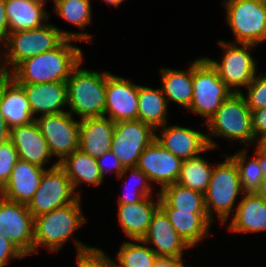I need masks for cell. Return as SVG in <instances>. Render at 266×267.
<instances>
[{"mask_svg": "<svg viewBox=\"0 0 266 267\" xmlns=\"http://www.w3.org/2000/svg\"><path fill=\"white\" fill-rule=\"evenodd\" d=\"M93 36L84 31L72 32L58 28L50 21L38 28L10 32L3 50H0L1 70L8 75L22 61L55 49L65 39L90 44Z\"/></svg>", "mask_w": 266, "mask_h": 267, "instance_id": "cell-1", "label": "cell"}, {"mask_svg": "<svg viewBox=\"0 0 266 267\" xmlns=\"http://www.w3.org/2000/svg\"><path fill=\"white\" fill-rule=\"evenodd\" d=\"M82 203V198L78 197L73 203L34 217L33 254L38 253L41 246L50 253L58 252L71 239L75 243L76 255L86 254L97 248L80 242L73 236L88 221L83 215Z\"/></svg>", "mask_w": 266, "mask_h": 267, "instance_id": "cell-2", "label": "cell"}, {"mask_svg": "<svg viewBox=\"0 0 266 267\" xmlns=\"http://www.w3.org/2000/svg\"><path fill=\"white\" fill-rule=\"evenodd\" d=\"M74 42L78 41L65 39L55 49L22 61L8 75L18 84L66 82L84 59L83 50Z\"/></svg>", "mask_w": 266, "mask_h": 267, "instance_id": "cell-3", "label": "cell"}, {"mask_svg": "<svg viewBox=\"0 0 266 267\" xmlns=\"http://www.w3.org/2000/svg\"><path fill=\"white\" fill-rule=\"evenodd\" d=\"M84 62L81 60L66 80L67 112L79 120L104 116L107 77L111 74L82 68Z\"/></svg>", "mask_w": 266, "mask_h": 267, "instance_id": "cell-4", "label": "cell"}, {"mask_svg": "<svg viewBox=\"0 0 266 267\" xmlns=\"http://www.w3.org/2000/svg\"><path fill=\"white\" fill-rule=\"evenodd\" d=\"M208 129L207 141L209 147L215 150L220 147L214 137L227 139V141L239 142L246 147H253L256 144L252 129V115L246 99L241 93H232L216 113L205 124Z\"/></svg>", "mask_w": 266, "mask_h": 267, "instance_id": "cell-5", "label": "cell"}, {"mask_svg": "<svg viewBox=\"0 0 266 267\" xmlns=\"http://www.w3.org/2000/svg\"><path fill=\"white\" fill-rule=\"evenodd\" d=\"M225 156L223 162L219 164L215 162L207 191L204 194L205 210L209 219L212 222L218 220L221 226H225L227 220L234 214L240 202L238 195L242 196L244 193L236 163L228 153Z\"/></svg>", "mask_w": 266, "mask_h": 267, "instance_id": "cell-6", "label": "cell"}, {"mask_svg": "<svg viewBox=\"0 0 266 267\" xmlns=\"http://www.w3.org/2000/svg\"><path fill=\"white\" fill-rule=\"evenodd\" d=\"M217 45L223 49L221 61L207 56L205 58L217 70L219 78L233 93H242V87L246 88L258 72V62L252 55V50L254 51L257 46L221 39L218 40Z\"/></svg>", "mask_w": 266, "mask_h": 267, "instance_id": "cell-7", "label": "cell"}, {"mask_svg": "<svg viewBox=\"0 0 266 267\" xmlns=\"http://www.w3.org/2000/svg\"><path fill=\"white\" fill-rule=\"evenodd\" d=\"M225 21L231 29L233 43L259 46L266 41V1L222 0Z\"/></svg>", "mask_w": 266, "mask_h": 267, "instance_id": "cell-8", "label": "cell"}, {"mask_svg": "<svg viewBox=\"0 0 266 267\" xmlns=\"http://www.w3.org/2000/svg\"><path fill=\"white\" fill-rule=\"evenodd\" d=\"M232 93L205 57L193 60V96L188 111L202 116L203 126Z\"/></svg>", "mask_w": 266, "mask_h": 267, "instance_id": "cell-9", "label": "cell"}, {"mask_svg": "<svg viewBox=\"0 0 266 267\" xmlns=\"http://www.w3.org/2000/svg\"><path fill=\"white\" fill-rule=\"evenodd\" d=\"M78 197L67 174L57 165L44 171L39 187L27 207L33 217H37L73 203Z\"/></svg>", "mask_w": 266, "mask_h": 267, "instance_id": "cell-10", "label": "cell"}, {"mask_svg": "<svg viewBox=\"0 0 266 267\" xmlns=\"http://www.w3.org/2000/svg\"><path fill=\"white\" fill-rule=\"evenodd\" d=\"M156 139V131L140 120L118 121L114 125L111 151L123 168L136 167L141 153Z\"/></svg>", "mask_w": 266, "mask_h": 267, "instance_id": "cell-11", "label": "cell"}, {"mask_svg": "<svg viewBox=\"0 0 266 267\" xmlns=\"http://www.w3.org/2000/svg\"><path fill=\"white\" fill-rule=\"evenodd\" d=\"M35 122L58 163L79 148L80 120L69 112L38 116Z\"/></svg>", "mask_w": 266, "mask_h": 267, "instance_id": "cell-12", "label": "cell"}, {"mask_svg": "<svg viewBox=\"0 0 266 267\" xmlns=\"http://www.w3.org/2000/svg\"><path fill=\"white\" fill-rule=\"evenodd\" d=\"M0 234L26 257L33 254L34 217L27 204L10 201L0 195Z\"/></svg>", "mask_w": 266, "mask_h": 267, "instance_id": "cell-13", "label": "cell"}, {"mask_svg": "<svg viewBox=\"0 0 266 267\" xmlns=\"http://www.w3.org/2000/svg\"><path fill=\"white\" fill-rule=\"evenodd\" d=\"M182 160L154 140L141 153L136 167L139 168L154 186L163 187L178 182ZM156 183V184H155Z\"/></svg>", "mask_w": 266, "mask_h": 267, "instance_id": "cell-14", "label": "cell"}, {"mask_svg": "<svg viewBox=\"0 0 266 267\" xmlns=\"http://www.w3.org/2000/svg\"><path fill=\"white\" fill-rule=\"evenodd\" d=\"M104 116L114 123L138 120V84L111 73L107 77Z\"/></svg>", "mask_w": 266, "mask_h": 267, "instance_id": "cell-15", "label": "cell"}, {"mask_svg": "<svg viewBox=\"0 0 266 267\" xmlns=\"http://www.w3.org/2000/svg\"><path fill=\"white\" fill-rule=\"evenodd\" d=\"M156 141L174 156L182 161L203 155L211 151L207 141V132H201L190 127L167 123L156 130Z\"/></svg>", "mask_w": 266, "mask_h": 267, "instance_id": "cell-16", "label": "cell"}, {"mask_svg": "<svg viewBox=\"0 0 266 267\" xmlns=\"http://www.w3.org/2000/svg\"><path fill=\"white\" fill-rule=\"evenodd\" d=\"M141 240L148 244L158 257L183 259L184 252L192 249L176 232L160 207L153 214L148 230Z\"/></svg>", "mask_w": 266, "mask_h": 267, "instance_id": "cell-17", "label": "cell"}, {"mask_svg": "<svg viewBox=\"0 0 266 267\" xmlns=\"http://www.w3.org/2000/svg\"><path fill=\"white\" fill-rule=\"evenodd\" d=\"M10 141L13 143L21 160L45 169L59 165L52 158L48 143L35 121L28 125L12 127L10 129ZM51 160H54V163L49 167L46 166Z\"/></svg>", "mask_w": 266, "mask_h": 267, "instance_id": "cell-18", "label": "cell"}, {"mask_svg": "<svg viewBox=\"0 0 266 267\" xmlns=\"http://www.w3.org/2000/svg\"><path fill=\"white\" fill-rule=\"evenodd\" d=\"M234 214L227 220L230 233H262L266 231V194L244 192Z\"/></svg>", "mask_w": 266, "mask_h": 267, "instance_id": "cell-19", "label": "cell"}, {"mask_svg": "<svg viewBox=\"0 0 266 267\" xmlns=\"http://www.w3.org/2000/svg\"><path fill=\"white\" fill-rule=\"evenodd\" d=\"M0 112L9 129L35 121L24 89L4 74L0 76Z\"/></svg>", "mask_w": 266, "mask_h": 267, "instance_id": "cell-20", "label": "cell"}, {"mask_svg": "<svg viewBox=\"0 0 266 267\" xmlns=\"http://www.w3.org/2000/svg\"><path fill=\"white\" fill-rule=\"evenodd\" d=\"M28 98L34 118L43 115L66 112V82H47L40 84H19ZM37 115V116H36Z\"/></svg>", "mask_w": 266, "mask_h": 267, "instance_id": "cell-21", "label": "cell"}, {"mask_svg": "<svg viewBox=\"0 0 266 267\" xmlns=\"http://www.w3.org/2000/svg\"><path fill=\"white\" fill-rule=\"evenodd\" d=\"M159 207V195L148 196L133 204H118L116 214L125 236L130 240L142 239L148 230L153 214Z\"/></svg>", "mask_w": 266, "mask_h": 267, "instance_id": "cell-22", "label": "cell"}, {"mask_svg": "<svg viewBox=\"0 0 266 267\" xmlns=\"http://www.w3.org/2000/svg\"><path fill=\"white\" fill-rule=\"evenodd\" d=\"M46 169L19 159L0 195L7 200L28 204L39 187Z\"/></svg>", "mask_w": 266, "mask_h": 267, "instance_id": "cell-23", "label": "cell"}, {"mask_svg": "<svg viewBox=\"0 0 266 267\" xmlns=\"http://www.w3.org/2000/svg\"><path fill=\"white\" fill-rule=\"evenodd\" d=\"M115 123L108 117H94L80 120L79 149L98 159L111 150Z\"/></svg>", "mask_w": 266, "mask_h": 267, "instance_id": "cell-24", "label": "cell"}, {"mask_svg": "<svg viewBox=\"0 0 266 267\" xmlns=\"http://www.w3.org/2000/svg\"><path fill=\"white\" fill-rule=\"evenodd\" d=\"M168 216L176 232L187 242L191 248H196L207 236L211 235L213 222L207 213H190L179 211L172 207H160Z\"/></svg>", "mask_w": 266, "mask_h": 267, "instance_id": "cell-25", "label": "cell"}, {"mask_svg": "<svg viewBox=\"0 0 266 267\" xmlns=\"http://www.w3.org/2000/svg\"><path fill=\"white\" fill-rule=\"evenodd\" d=\"M43 0H5L9 33L38 28L50 20Z\"/></svg>", "mask_w": 266, "mask_h": 267, "instance_id": "cell-26", "label": "cell"}, {"mask_svg": "<svg viewBox=\"0 0 266 267\" xmlns=\"http://www.w3.org/2000/svg\"><path fill=\"white\" fill-rule=\"evenodd\" d=\"M59 166L65 171L70 179L75 193L82 197L80 185L84 183L90 186H99L103 184L104 179L100 174L97 160L79 148L72 154L66 156ZM78 188V189H77Z\"/></svg>", "mask_w": 266, "mask_h": 267, "instance_id": "cell-27", "label": "cell"}, {"mask_svg": "<svg viewBox=\"0 0 266 267\" xmlns=\"http://www.w3.org/2000/svg\"><path fill=\"white\" fill-rule=\"evenodd\" d=\"M161 89L168 105L171 102L189 110L193 96V61L187 70L160 68Z\"/></svg>", "mask_w": 266, "mask_h": 267, "instance_id": "cell-28", "label": "cell"}, {"mask_svg": "<svg viewBox=\"0 0 266 267\" xmlns=\"http://www.w3.org/2000/svg\"><path fill=\"white\" fill-rule=\"evenodd\" d=\"M166 97L161 87L151 88L138 84V120L151 126L155 131L169 123Z\"/></svg>", "mask_w": 266, "mask_h": 267, "instance_id": "cell-29", "label": "cell"}, {"mask_svg": "<svg viewBox=\"0 0 266 267\" xmlns=\"http://www.w3.org/2000/svg\"><path fill=\"white\" fill-rule=\"evenodd\" d=\"M158 193L160 207H172L190 213H206L204 195L179 183L167 185Z\"/></svg>", "mask_w": 266, "mask_h": 267, "instance_id": "cell-30", "label": "cell"}, {"mask_svg": "<svg viewBox=\"0 0 266 267\" xmlns=\"http://www.w3.org/2000/svg\"><path fill=\"white\" fill-rule=\"evenodd\" d=\"M214 164L209 163L202 155L183 160L177 183L204 195L211 179Z\"/></svg>", "mask_w": 266, "mask_h": 267, "instance_id": "cell-31", "label": "cell"}, {"mask_svg": "<svg viewBox=\"0 0 266 267\" xmlns=\"http://www.w3.org/2000/svg\"><path fill=\"white\" fill-rule=\"evenodd\" d=\"M120 245L116 257L112 258L113 267H153L158 258L141 239L123 241Z\"/></svg>", "mask_w": 266, "mask_h": 267, "instance_id": "cell-32", "label": "cell"}, {"mask_svg": "<svg viewBox=\"0 0 266 267\" xmlns=\"http://www.w3.org/2000/svg\"><path fill=\"white\" fill-rule=\"evenodd\" d=\"M125 176L129 177V180H126V184H124L125 187L122 192L124 195L118 194L117 204H133L142 201L148 196L159 195L158 189L150 183L147 176L139 168H124V171L117 179H123Z\"/></svg>", "mask_w": 266, "mask_h": 267, "instance_id": "cell-33", "label": "cell"}, {"mask_svg": "<svg viewBox=\"0 0 266 267\" xmlns=\"http://www.w3.org/2000/svg\"><path fill=\"white\" fill-rule=\"evenodd\" d=\"M248 148L228 154L236 163L243 192H263L262 168L259 159L254 155L248 158Z\"/></svg>", "mask_w": 266, "mask_h": 267, "instance_id": "cell-34", "label": "cell"}, {"mask_svg": "<svg viewBox=\"0 0 266 267\" xmlns=\"http://www.w3.org/2000/svg\"><path fill=\"white\" fill-rule=\"evenodd\" d=\"M91 0H59L54 4L53 12L79 29L86 31L92 23Z\"/></svg>", "mask_w": 266, "mask_h": 267, "instance_id": "cell-35", "label": "cell"}, {"mask_svg": "<svg viewBox=\"0 0 266 267\" xmlns=\"http://www.w3.org/2000/svg\"><path fill=\"white\" fill-rule=\"evenodd\" d=\"M264 74V75H263ZM242 92L249 109L252 111L266 108V72L256 74L252 82ZM246 94V95H245Z\"/></svg>", "mask_w": 266, "mask_h": 267, "instance_id": "cell-36", "label": "cell"}, {"mask_svg": "<svg viewBox=\"0 0 266 267\" xmlns=\"http://www.w3.org/2000/svg\"><path fill=\"white\" fill-rule=\"evenodd\" d=\"M18 160V153L10 140L0 146V190L8 182Z\"/></svg>", "mask_w": 266, "mask_h": 267, "instance_id": "cell-37", "label": "cell"}, {"mask_svg": "<svg viewBox=\"0 0 266 267\" xmlns=\"http://www.w3.org/2000/svg\"><path fill=\"white\" fill-rule=\"evenodd\" d=\"M101 248L81 255H76L75 267H113L112 258Z\"/></svg>", "mask_w": 266, "mask_h": 267, "instance_id": "cell-38", "label": "cell"}, {"mask_svg": "<svg viewBox=\"0 0 266 267\" xmlns=\"http://www.w3.org/2000/svg\"><path fill=\"white\" fill-rule=\"evenodd\" d=\"M97 160L99 171L103 179H105L106 174L115 173L118 178L120 174L124 171V168L120 164L119 159L110 150L103 153Z\"/></svg>", "mask_w": 266, "mask_h": 267, "instance_id": "cell-39", "label": "cell"}, {"mask_svg": "<svg viewBox=\"0 0 266 267\" xmlns=\"http://www.w3.org/2000/svg\"><path fill=\"white\" fill-rule=\"evenodd\" d=\"M25 257L12 242L0 234V267H6L13 262V259H24Z\"/></svg>", "mask_w": 266, "mask_h": 267, "instance_id": "cell-40", "label": "cell"}, {"mask_svg": "<svg viewBox=\"0 0 266 267\" xmlns=\"http://www.w3.org/2000/svg\"><path fill=\"white\" fill-rule=\"evenodd\" d=\"M252 129L257 143H261L266 138V108L251 112Z\"/></svg>", "mask_w": 266, "mask_h": 267, "instance_id": "cell-41", "label": "cell"}, {"mask_svg": "<svg viewBox=\"0 0 266 267\" xmlns=\"http://www.w3.org/2000/svg\"><path fill=\"white\" fill-rule=\"evenodd\" d=\"M9 24L5 8V0H0V50L8 39Z\"/></svg>", "mask_w": 266, "mask_h": 267, "instance_id": "cell-42", "label": "cell"}, {"mask_svg": "<svg viewBox=\"0 0 266 267\" xmlns=\"http://www.w3.org/2000/svg\"><path fill=\"white\" fill-rule=\"evenodd\" d=\"M254 154L260 162V167L262 168V181H263V193L266 194V148H264L260 143L254 145Z\"/></svg>", "mask_w": 266, "mask_h": 267, "instance_id": "cell-43", "label": "cell"}, {"mask_svg": "<svg viewBox=\"0 0 266 267\" xmlns=\"http://www.w3.org/2000/svg\"><path fill=\"white\" fill-rule=\"evenodd\" d=\"M184 259L158 257L153 264V267H191L184 263Z\"/></svg>", "mask_w": 266, "mask_h": 267, "instance_id": "cell-44", "label": "cell"}, {"mask_svg": "<svg viewBox=\"0 0 266 267\" xmlns=\"http://www.w3.org/2000/svg\"><path fill=\"white\" fill-rule=\"evenodd\" d=\"M10 140V129L0 112V146Z\"/></svg>", "mask_w": 266, "mask_h": 267, "instance_id": "cell-45", "label": "cell"}, {"mask_svg": "<svg viewBox=\"0 0 266 267\" xmlns=\"http://www.w3.org/2000/svg\"><path fill=\"white\" fill-rule=\"evenodd\" d=\"M109 6L119 7L126 0H101Z\"/></svg>", "mask_w": 266, "mask_h": 267, "instance_id": "cell-46", "label": "cell"}, {"mask_svg": "<svg viewBox=\"0 0 266 267\" xmlns=\"http://www.w3.org/2000/svg\"><path fill=\"white\" fill-rule=\"evenodd\" d=\"M264 148H266V138L260 143Z\"/></svg>", "mask_w": 266, "mask_h": 267, "instance_id": "cell-47", "label": "cell"}, {"mask_svg": "<svg viewBox=\"0 0 266 267\" xmlns=\"http://www.w3.org/2000/svg\"><path fill=\"white\" fill-rule=\"evenodd\" d=\"M46 4L48 3L47 1H50V0H43ZM57 1L59 0H53L52 2L55 4Z\"/></svg>", "mask_w": 266, "mask_h": 267, "instance_id": "cell-48", "label": "cell"}, {"mask_svg": "<svg viewBox=\"0 0 266 267\" xmlns=\"http://www.w3.org/2000/svg\"><path fill=\"white\" fill-rule=\"evenodd\" d=\"M1 75H3V72H2V70H1V65H0V76H1Z\"/></svg>", "mask_w": 266, "mask_h": 267, "instance_id": "cell-49", "label": "cell"}]
</instances>
